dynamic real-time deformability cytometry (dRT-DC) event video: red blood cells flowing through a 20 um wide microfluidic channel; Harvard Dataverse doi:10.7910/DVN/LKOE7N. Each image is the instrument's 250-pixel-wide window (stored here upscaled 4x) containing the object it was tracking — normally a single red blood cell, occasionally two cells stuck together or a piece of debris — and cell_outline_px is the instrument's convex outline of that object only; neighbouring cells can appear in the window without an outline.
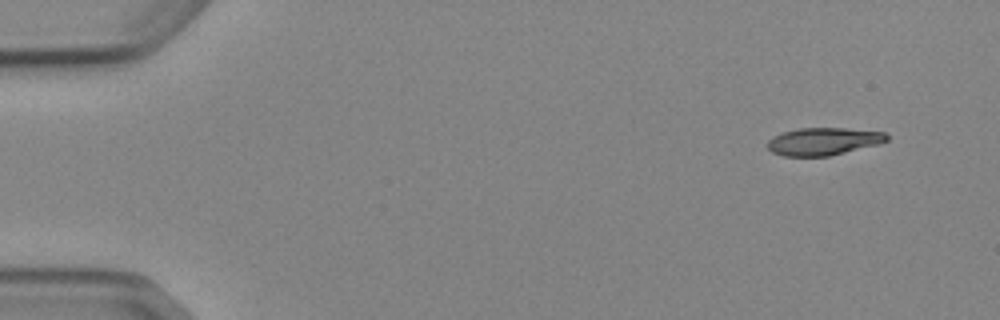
{"species": "Egyptian fruit bat (a non-hibernating species)", "species_latin": "Rousettus aegyptiacus", "temperature_condition": "cold", "stored_images_in_passage": 7, "camera_frame_rate_fps": 3000, "um_per_image_px": 0.085, "animal": {"sex": "female"}, "frame": {"image": 1, "passage_image": 1, "time_ms": 0.0, "image_size_px": [1000, 320], "cell_outline_px": [[888, 140], [880, 144], [828, 156], [784, 156], [772, 152], [768, 148], [768, 140], [772, 136], [784, 132], [800, 128], [844, 128], [884, 132], [888, 136]], "centroid_in_image_um": [69.99, 12.02], "position_along_channel_um": 15.0, "area_um2": 19.07}}
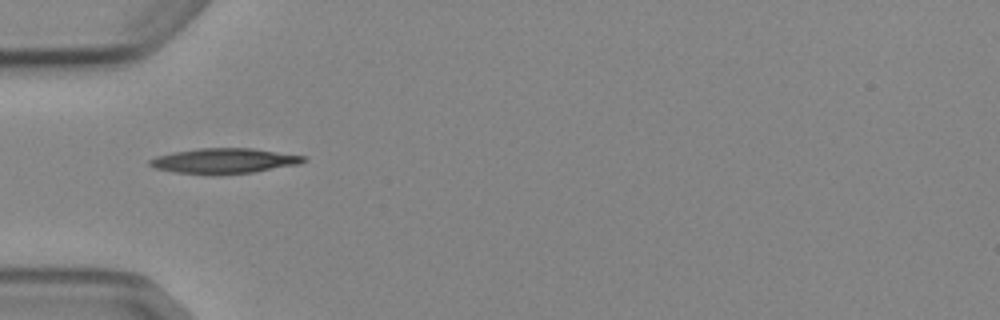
{"frame": {"image": 2, "passage_image": 4, "time_ms": 4.333, "image_size_px": [1000, 320], "cell_outline_px": [[308, 160], [300, 164], [252, 172], [216, 176], [176, 172], [152, 168], [148, 164], [148, 160], [156, 156], [172, 152], [200, 148], [252, 148], [304, 156]], "centroid_in_image_um": [19.0, 13.69], "position_along_channel_um": 66.0, "area_um2": 22.89}}
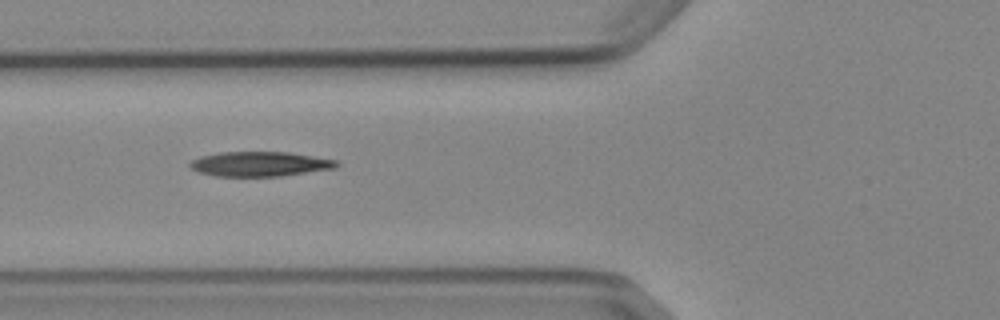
{"frame": {"image": 3, "passage_image": 5, "time_ms": 5.333, "image_size_px": [1000, 320], "cell_outline_px": [[340, 164], [336, 168], [280, 176], [216, 176], [200, 172], [192, 168], [188, 164], [192, 160], [200, 156], [220, 152], [288, 152], [336, 160]], "centroid_in_image_um": [22.09, 13.93], "position_along_channel_um": 103.7, "area_um2": 20.98}}